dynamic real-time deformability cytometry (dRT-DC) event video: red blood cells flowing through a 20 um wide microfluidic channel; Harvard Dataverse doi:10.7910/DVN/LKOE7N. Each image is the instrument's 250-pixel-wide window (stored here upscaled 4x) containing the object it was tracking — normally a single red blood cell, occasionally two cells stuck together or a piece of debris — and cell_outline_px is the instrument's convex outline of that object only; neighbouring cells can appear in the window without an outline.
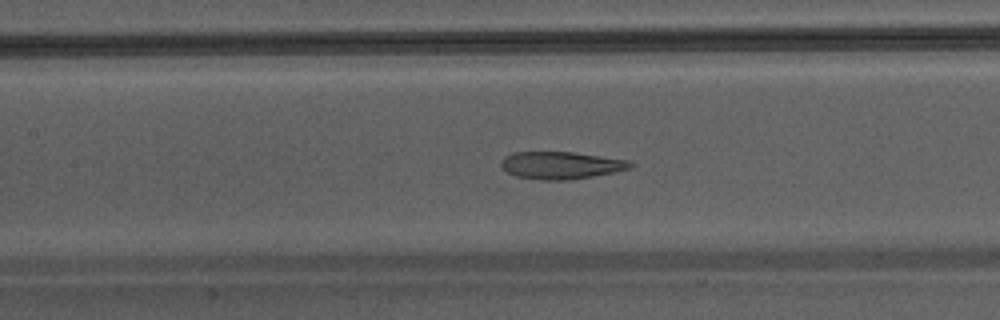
{"species": "Egyptian fruit bat (a non-hibernating species)", "species_latin": "Rousettus aegyptiacus", "temperature_condition": "warm", "stored_images_in_passage": 44, "camera_frame_rate_fps": 3000, "um_per_image_px": 0.085, "animal": {"sex": "male"}, "frame": {"image": 1, "passage_image": 19, "time_ms": 6.0, "image_size_px": [1000, 320], "cell_outline_px": [[636, 164], [632, 168], [592, 176], [568, 180], [540, 180], [516, 176], [508, 172], [500, 164], [500, 160], [504, 156], [512, 152], [572, 152], [628, 160]], "centroid_in_image_um": [47.67, 14.04], "position_along_channel_um": 159.7, "area_um2": 20.58}}